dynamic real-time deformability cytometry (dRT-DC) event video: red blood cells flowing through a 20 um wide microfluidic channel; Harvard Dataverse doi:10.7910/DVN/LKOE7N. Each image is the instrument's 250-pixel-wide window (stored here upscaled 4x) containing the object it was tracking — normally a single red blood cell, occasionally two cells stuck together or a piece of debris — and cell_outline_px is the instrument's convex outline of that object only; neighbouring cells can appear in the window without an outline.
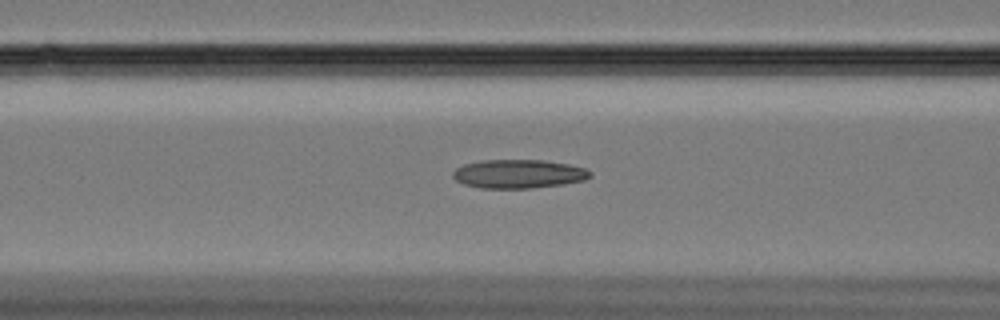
{"species": "Egyptian fruit bat (a non-hibernating species)", "species_latin": "Rousettus aegyptiacus", "temperature_condition": "cold", "stored_images_in_passage": 59, "camera_frame_rate_fps": 3000, "um_per_image_px": 0.085, "animal": {"sex": "female"}, "frame": {"image": 1, "passage_image": 24, "time_ms": 7.667, "image_size_px": [1000, 320], "cell_outline_px": [[592, 176], [584, 180], [564, 184], [532, 188], [480, 188], [464, 184], [456, 180], [452, 176], [452, 172], [456, 168], [464, 164], [484, 160], [544, 160], [568, 164], [584, 168], [592, 172]], "centroid_in_image_um": [44.08, 14.78], "position_along_channel_um": 122.5, "area_um2": 23.0}}
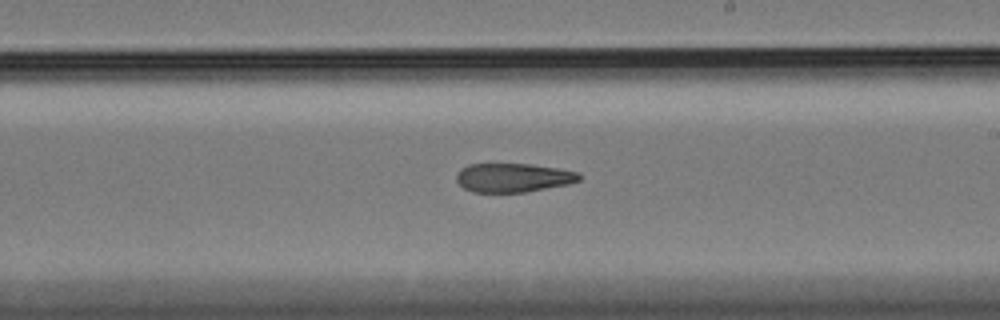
{"frame": {"image": 2, "passage_image": 35, "time_ms": 11.333, "image_size_px": [1000, 320], "cell_outline_px": [[580, 180], [568, 184], [524, 192], [472, 192], [464, 188], [456, 180], [456, 176], [460, 168], [468, 164], [528, 164], [556, 168], [576, 172], [580, 176]], "centroid_in_image_um": [43.56, 15.1], "position_along_channel_um": 245.4, "area_um2": 20.46}}
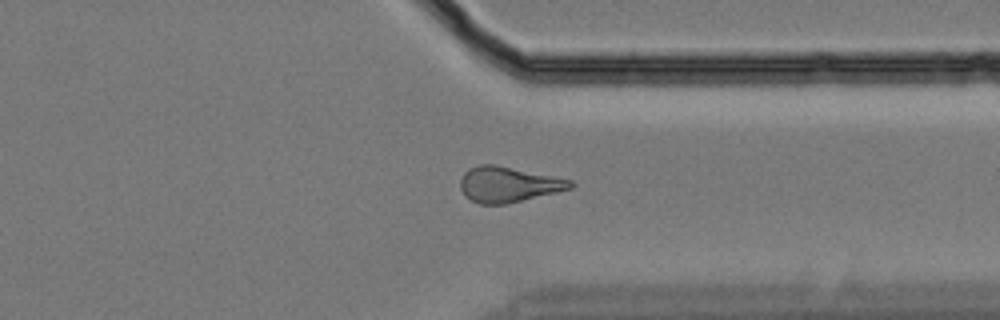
{"frame": {"image": 3, "passage_image": 46, "time_ms": 15.0, "image_size_px": [1000, 320], "cell_outline_px": [[576, 184], [572, 188], [504, 204], [480, 204], [464, 196], [460, 188], [460, 180], [464, 172], [468, 168], [480, 164], [496, 164], [572, 180]], "centroid_in_image_um": [43.17, 15.66], "position_along_channel_um": 368.2, "area_um2": 22.66}, "authors_computed_cell_mechanics": {"area_um2": 22.3108, "velocity_mm_per_s": 3.3541, "shape_relaxation_time_tau1_ms": null, "shape_relaxation_time_tau2_ms": 5.3683, "deformation_change_tau1": null, "deformation_change_tau2": 0.1379}}